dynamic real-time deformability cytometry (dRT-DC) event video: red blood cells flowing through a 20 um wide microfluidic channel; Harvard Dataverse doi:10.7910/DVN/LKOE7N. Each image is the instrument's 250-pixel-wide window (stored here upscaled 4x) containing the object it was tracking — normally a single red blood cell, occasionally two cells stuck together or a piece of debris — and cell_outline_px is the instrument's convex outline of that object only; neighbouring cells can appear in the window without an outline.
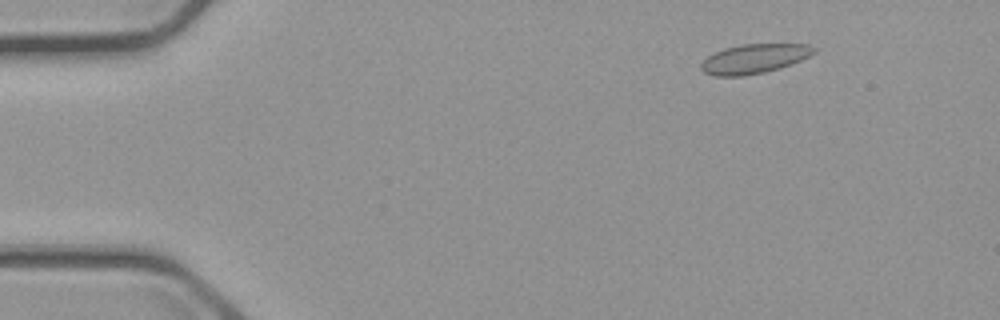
{"species": "common noctule bat (a hibernating species)", "species_latin": "Nyctalus noctula", "temperature_condition": "cold", "stored_images_in_passage": 8, "camera_frame_rate_fps": 3000, "um_per_image_px": 0.085, "animal": {"sex": "male", "body_mass_g": 23.1, "forearm_length_mm": 52.7}, "frame": {"image": 1, "passage_image": 2, "time_ms": 1.0, "image_size_px": [1000, 320], "cell_outline_px": [[820, 48], [816, 52], [800, 60], [764, 72], [740, 76], [716, 76], [704, 72], [700, 68], [700, 64], [708, 56], [724, 48], [744, 44], [808, 44]], "centroid_in_image_um": [64.11, 4.98], "position_along_channel_um": 20.9, "area_um2": 19.07}}
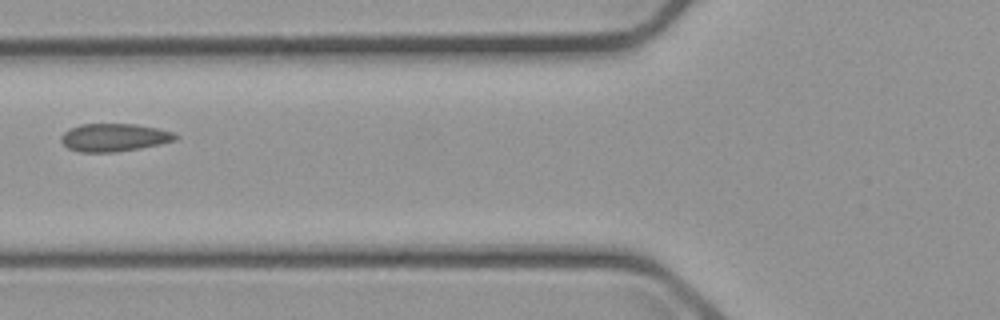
{"frame": {"image": 2, "passage_image": 6, "time_ms": 6.0, "image_size_px": [1000, 320], "cell_outline_px": [[180, 136], [176, 140], [160, 144], [140, 148], [116, 152], [80, 152], [68, 148], [60, 140], [60, 136], [64, 132], [80, 124], [136, 124], [156, 128], [172, 132]], "centroid_in_image_um": [9.7, 11.69], "position_along_channel_um": 116.1, "area_um2": 18.55}}
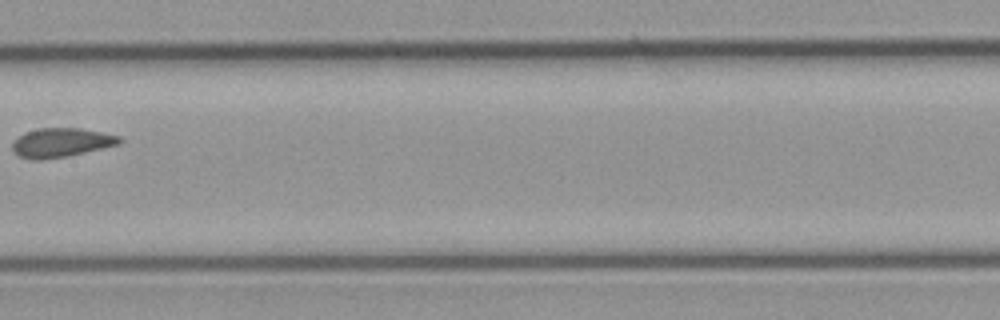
{"frame": {"image": 3, "passage_image": 8, "time_ms": 8.333, "image_size_px": [1000, 320], "cell_outline_px": [[124, 140], [120, 144], [68, 156], [40, 160], [32, 160], [20, 156], [12, 152], [12, 140], [24, 132], [40, 128], [80, 128], [120, 136]], "centroid_in_image_um": [5.17, 12.12], "position_along_channel_um": 202.2, "area_um2": 18.32}}